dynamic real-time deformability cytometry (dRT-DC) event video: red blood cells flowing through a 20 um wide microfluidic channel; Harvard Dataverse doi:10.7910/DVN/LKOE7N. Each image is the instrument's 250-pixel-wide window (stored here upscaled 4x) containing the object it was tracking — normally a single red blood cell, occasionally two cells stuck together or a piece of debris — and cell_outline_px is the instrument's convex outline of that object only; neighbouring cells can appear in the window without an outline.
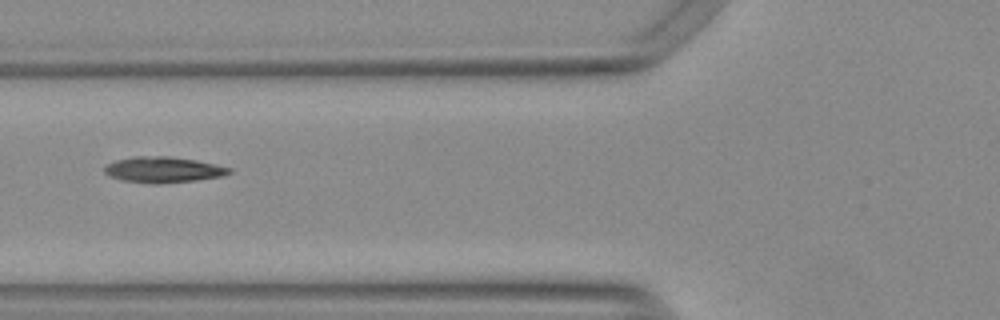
{"species": "Egyptian fruit bat (a non-hibernating species)", "species_latin": "Rousettus aegyptiacus", "temperature_condition": "warm", "stored_images_in_passage": 20, "camera_frame_rate_fps": 3000, "um_per_image_px": 0.085, "animal": {"sex": "female"}, "frame": {"image": 1, "passage_image": 4, "time_ms": 1.0, "image_size_px": [1000, 320], "cell_outline_px": [[232, 172], [220, 176], [196, 180], [160, 184], [152, 184], [120, 180], [108, 176], [104, 172], [104, 168], [108, 164], [116, 160], [132, 156], [168, 156], [196, 160], [232, 168]], "centroid_in_image_um": [13.83, 14.43], "position_along_channel_um": 112.0, "area_um2": 18.84}}
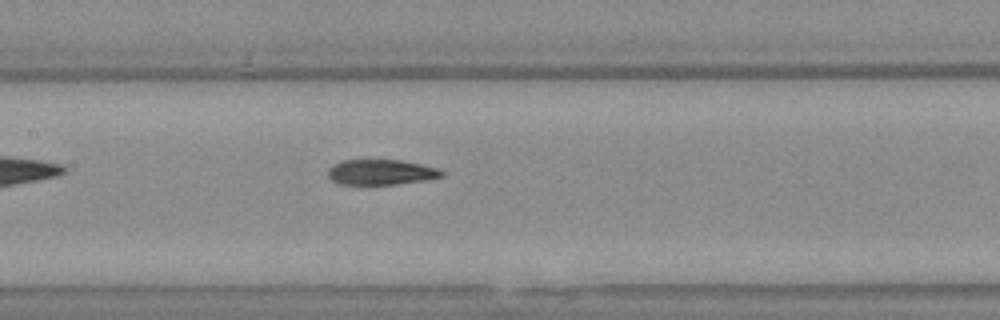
{"frame": {"image": 2, "passage_image": 9, "time_ms": 2.667, "image_size_px": [1000, 320], "cell_outline_px": [[444, 176], [424, 180], [396, 184], [340, 184], [332, 180], [328, 176], [328, 168], [344, 160], [400, 160], [440, 168], [444, 172]], "centroid_in_image_um": [32.41, 14.63], "position_along_channel_um": 175.0, "area_um2": 16.65}}